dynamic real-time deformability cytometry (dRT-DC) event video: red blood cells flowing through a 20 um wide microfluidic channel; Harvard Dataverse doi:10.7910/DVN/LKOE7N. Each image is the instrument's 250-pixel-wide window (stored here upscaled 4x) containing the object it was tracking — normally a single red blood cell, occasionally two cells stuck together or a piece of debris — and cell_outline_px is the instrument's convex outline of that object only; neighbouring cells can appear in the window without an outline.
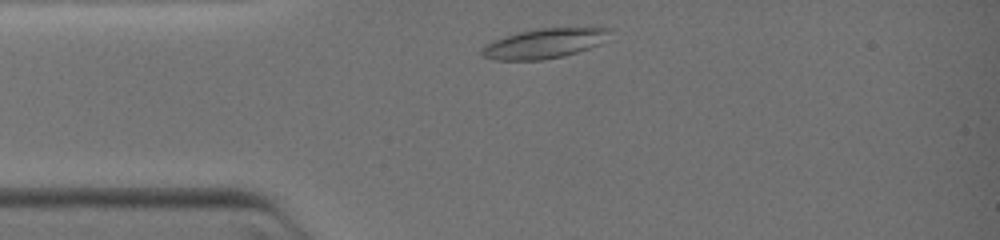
{"species": "common noctule bat (a hibernating species)", "species_latin": "Nyctalus noctula", "temperature_condition": "warm", "stored_images_in_passage": 12, "camera_frame_rate_fps": 3000, "um_per_image_px": 0.085, "animal": {"sex": "female", "body_mass_g": 19.0, "forearm_length_mm": 51.5}, "frame": {"image": 1, "passage_image": 2, "time_ms": 0.333, "image_size_px": [1000, 240], "cell_outline_px": [[612, 28], [600, 44], [564, 56], [544, 60], [492, 60], [484, 56], [480, 52], [480, 48], [484, 44], [520, 32], [540, 28]], "centroid_in_image_um": [46.21, 3.71], "position_along_channel_um": 38.8, "area_um2": 21.85}}
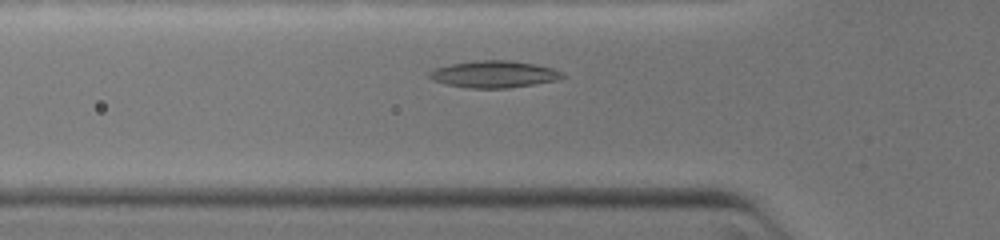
{"frame": {"image": 2, "passage_image": 7, "time_ms": 1.667, "image_size_px": [1000, 240], "cell_outline_px": [[564, 76], [560, 80], [536, 84], [508, 88], [468, 88], [444, 84], [432, 80], [428, 76], [428, 72], [436, 68], [448, 64], [480, 60], [508, 60], [536, 64], [552, 68], [560, 72]], "centroid_in_image_um": [41.97, 6.31], "position_along_channel_um": 83.8, "area_um2": 20.98}}
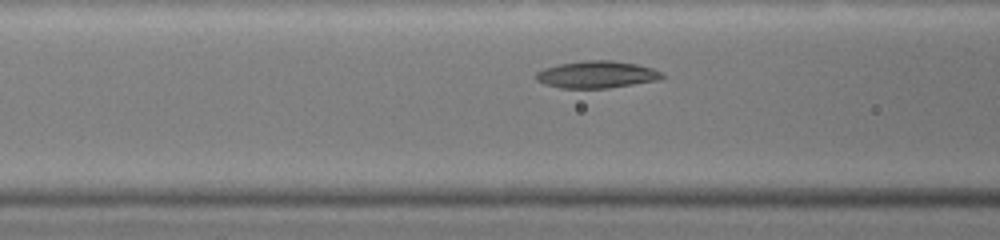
{"frame": {"image": 3, "passage_image": 10, "time_ms": 2.333, "image_size_px": [1000, 240], "cell_outline_px": [[664, 76], [660, 80], [608, 88], [560, 88], [544, 84], [536, 80], [532, 76], [536, 72], [544, 68], [560, 64], [584, 60], [612, 60], [636, 64], [652, 68], [660, 72]], "centroid_in_image_um": [50.68, 6.34], "position_along_channel_um": 115.9, "area_um2": 20.0}}